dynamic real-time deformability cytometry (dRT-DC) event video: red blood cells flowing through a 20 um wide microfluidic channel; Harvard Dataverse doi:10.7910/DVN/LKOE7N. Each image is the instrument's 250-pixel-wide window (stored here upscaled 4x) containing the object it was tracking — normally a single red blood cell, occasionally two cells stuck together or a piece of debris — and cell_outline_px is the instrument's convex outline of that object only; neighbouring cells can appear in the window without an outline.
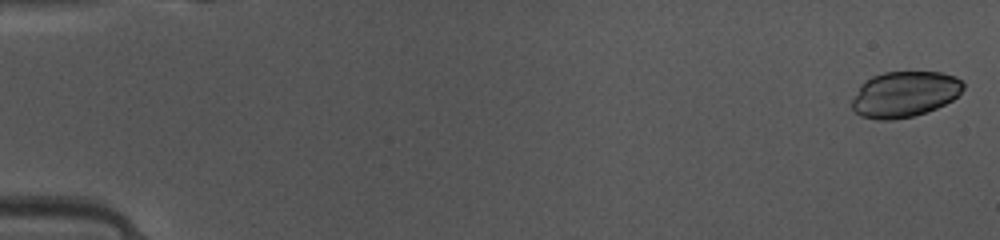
{"species": "common noctule bat (a hibernating species)", "species_latin": "Nyctalus noctula", "temperature_condition": "warm", "stored_images_in_passage": 48, "camera_frame_rate_fps": 3000, "um_per_image_px": 0.085, "animal": {"sex": "female", "body_mass_g": 10.0, "forearm_length_mm": 53.1}, "frame": {"image": 1, "passage_image": 1, "time_ms": 0.0, "image_size_px": [1000, 240], "cell_outline_px": [[964, 88], [952, 100], [936, 108], [912, 116], [892, 120], [876, 120], [860, 116], [852, 108], [852, 100], [860, 84], [872, 76], [884, 72], [940, 72], [956, 76], [964, 84]], "centroid_in_image_um": [76.87, 8.0], "position_along_channel_um": 8.1, "area_um2": 29.65}}
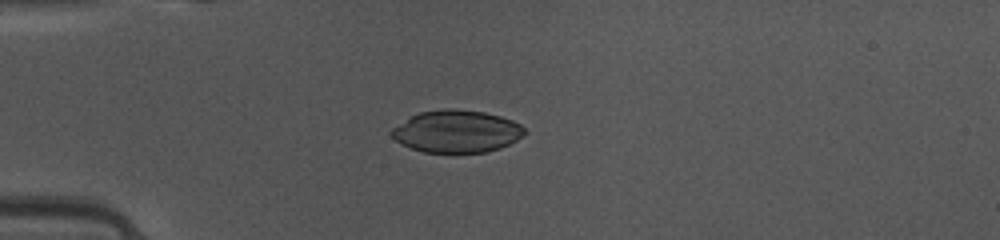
{"frame": {"image": 2, "passage_image": 13, "time_ms": 4.0, "image_size_px": [1000, 240], "cell_outline_px": [[528, 132], [516, 140], [500, 148], [484, 152], [424, 152], [400, 144], [388, 132], [392, 128], [412, 116], [420, 112], [444, 108], [448, 108], [484, 112], [500, 116], [512, 120], [520, 124]], "centroid_in_image_um": [38.81, 11.16], "position_along_channel_um": 46.2, "area_um2": 32.66}}
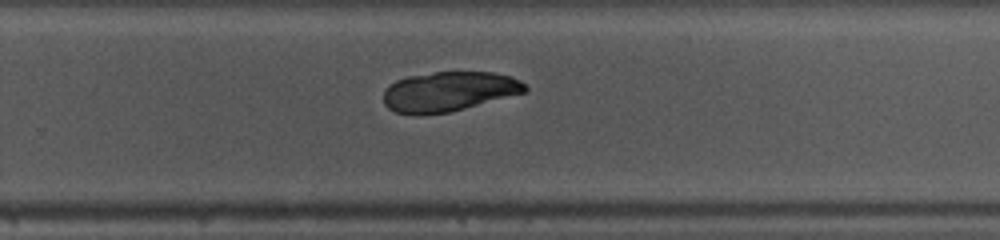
{"frame": {"image": 3, "passage_image": 32, "time_ms": 10.333, "image_size_px": [1000, 240], "cell_outline_px": [[528, 92], [448, 112], [396, 112], [388, 108], [384, 104], [384, 92], [396, 80], [408, 76], [436, 72], [492, 72], [508, 76], [520, 80], [528, 88]], "centroid_in_image_um": [38.21, 7.75], "position_along_channel_um": 291.6, "area_um2": 31.96}}